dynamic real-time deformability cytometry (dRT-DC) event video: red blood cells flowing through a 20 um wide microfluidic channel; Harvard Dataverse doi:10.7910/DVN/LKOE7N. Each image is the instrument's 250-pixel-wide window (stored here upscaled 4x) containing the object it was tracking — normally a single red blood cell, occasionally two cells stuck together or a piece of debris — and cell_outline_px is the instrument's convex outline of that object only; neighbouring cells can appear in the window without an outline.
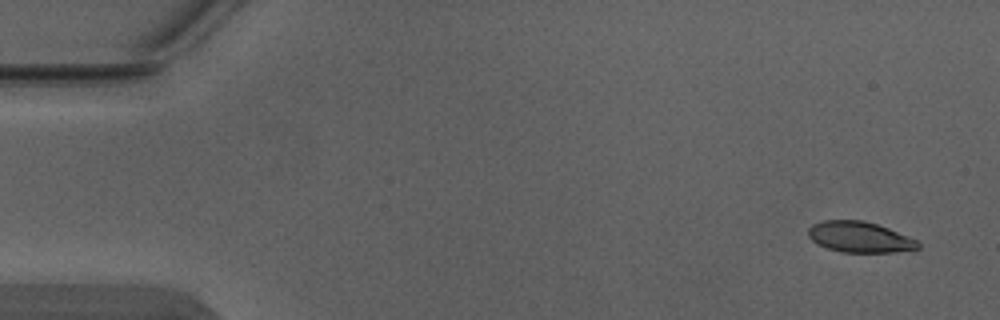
{"species": "Egyptian fruit bat (a non-hibernating species)", "species_latin": "Rousettus aegyptiacus", "temperature_condition": "warm", "stored_images_in_passage": 6, "camera_frame_rate_fps": 3000, "um_per_image_px": 0.085, "animal": {"sex": "male"}, "frame": {"image": 1, "passage_image": 1, "time_ms": 0.0, "image_size_px": [1000, 320], "cell_outline_px": [[920, 248], [892, 252], [840, 252], [816, 244], [808, 236], [808, 228], [812, 224], [824, 220], [864, 220], [888, 228], [908, 236], [916, 240], [920, 244]], "centroid_in_image_um": [73.04, 20.14], "position_along_channel_um": 12.0, "area_um2": 19.65}}
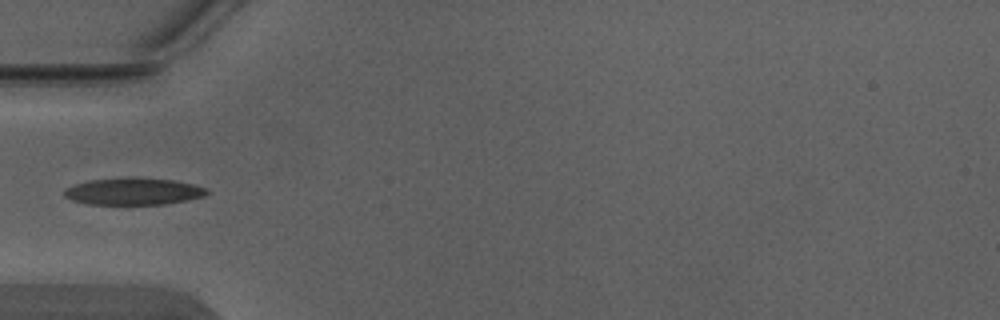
{"frame": {"image": 2, "passage_image": 5, "time_ms": 1.333, "image_size_px": [1000, 320], "cell_outline_px": [[208, 192], [204, 196], [188, 200], [164, 204], [88, 204], [72, 200], [64, 196], [64, 188], [72, 184], [92, 180], [132, 176], [172, 180], [192, 184], [204, 188]], "centroid_in_image_um": [11.29, 16.26], "position_along_channel_um": 73.7, "area_um2": 22.48}}
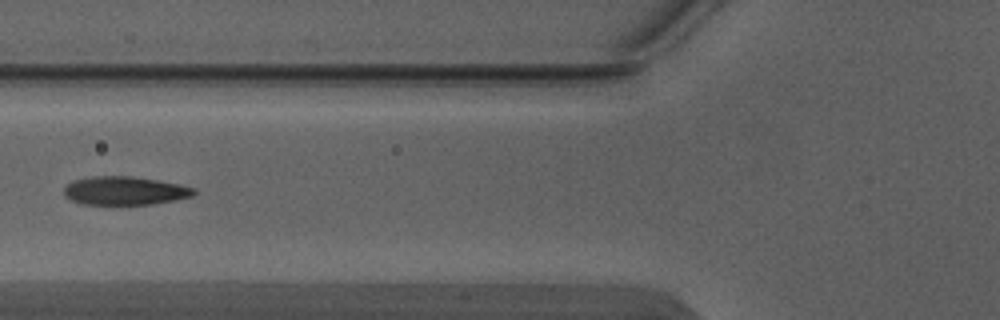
{"frame": {"image": 3, "passage_image": 6, "time_ms": 1.667, "image_size_px": [1000, 320], "cell_outline_px": [[196, 192], [192, 196], [176, 200], [152, 204], [116, 208], [80, 204], [64, 196], [64, 188], [72, 180], [92, 176], [132, 176], [180, 184], [196, 188]], "centroid_in_image_um": [10.57, 16.26], "position_along_channel_um": 115.2, "area_um2": 22.66}}